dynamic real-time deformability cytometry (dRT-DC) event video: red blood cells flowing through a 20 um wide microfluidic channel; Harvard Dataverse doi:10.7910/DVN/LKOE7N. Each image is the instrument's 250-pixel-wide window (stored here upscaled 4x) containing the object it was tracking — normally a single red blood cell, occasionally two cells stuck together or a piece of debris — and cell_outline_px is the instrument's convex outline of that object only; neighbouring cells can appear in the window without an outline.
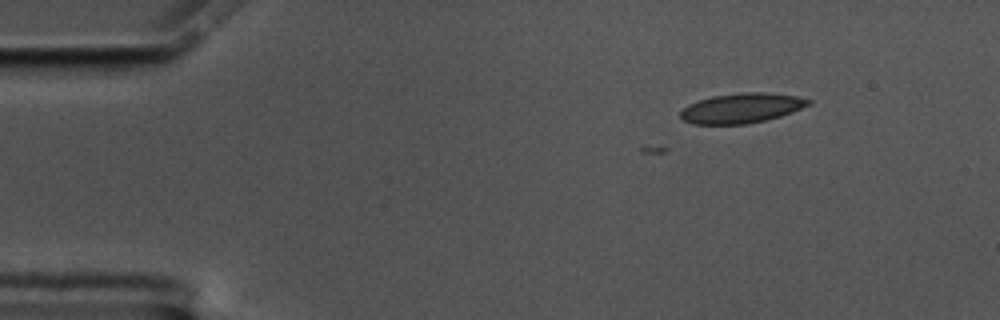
{"species": "common noctule bat (a hibernating species)", "species_latin": "Nyctalus noctula", "temperature_condition": "cold", "stored_images_in_passage": 3, "camera_frame_rate_fps": 3000, "um_per_image_px": 0.085, "animal": {"sex": "male", "body_mass_g": 17.5, "forearm_length_mm": 52.3}, "frame": {"image": 1, "passage_image": 3, "time_ms": 0.667, "image_size_px": [1000, 320], "cell_outline_px": [[812, 104], [792, 112], [780, 116], [764, 120], [744, 124], [692, 124], [684, 120], [680, 116], [680, 112], [688, 104], [712, 96], [744, 92], [760, 92], [796, 96], [812, 100]], "centroid_in_image_um": [63.04, 9.19], "position_along_channel_um": 22.0, "area_um2": 22.08}}